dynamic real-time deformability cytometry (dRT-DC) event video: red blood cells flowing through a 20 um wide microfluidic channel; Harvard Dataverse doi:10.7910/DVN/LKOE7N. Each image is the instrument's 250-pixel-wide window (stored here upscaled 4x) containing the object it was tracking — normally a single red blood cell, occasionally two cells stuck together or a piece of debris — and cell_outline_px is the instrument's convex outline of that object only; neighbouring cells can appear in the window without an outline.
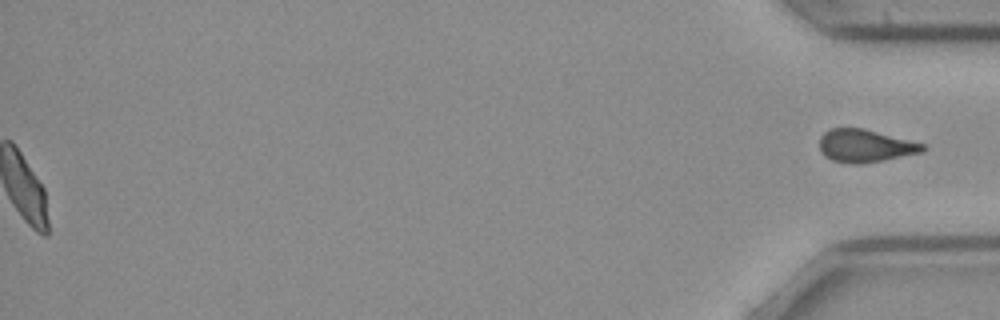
{"species": "common noctule bat (a hibernating species)", "species_latin": "Nyctalus noctula", "temperature_condition": "cold", "stored_images_in_passage": 52, "segment_of_instrument_passage": [2, 2], "camera_frame_rate_fps": 3000, "um_per_image_px": 0.085, "animal": {"sex": "female", "body_mass_g": 21.9}, "frame": {"image": 1, "passage_image": 52, "time_ms": 17.0, "image_size_px": [1000, 320], "cell_outline_px": [[928, 148], [920, 152], [884, 160], [860, 164], [852, 164], [832, 160], [824, 156], [820, 152], [820, 136], [824, 132], [832, 128], [864, 128], [924, 144]], "centroid_in_image_um": [73.51, 12.39], "position_along_channel_um": 361.7, "area_um2": 19.65}}